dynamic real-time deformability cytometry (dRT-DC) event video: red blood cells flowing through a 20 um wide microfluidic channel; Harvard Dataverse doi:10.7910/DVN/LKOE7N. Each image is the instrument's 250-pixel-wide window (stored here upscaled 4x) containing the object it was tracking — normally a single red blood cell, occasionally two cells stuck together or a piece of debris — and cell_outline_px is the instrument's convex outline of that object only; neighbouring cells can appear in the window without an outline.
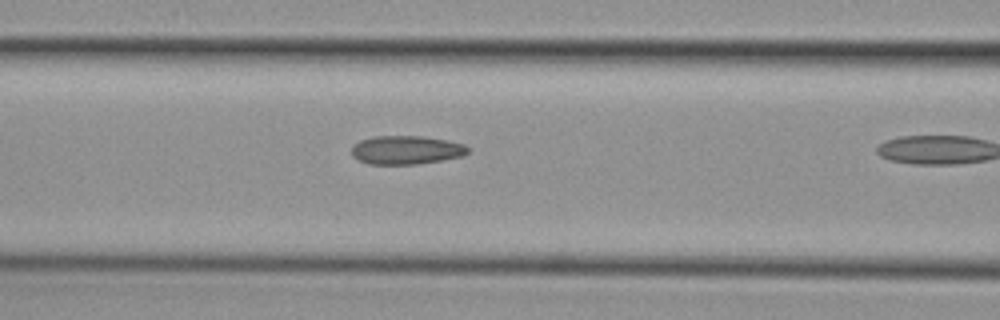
{"species": "common noctule bat (a hibernating species)", "species_latin": "Nyctalus noctula", "temperature_condition": "cold", "stored_images_in_passage": 14, "camera_frame_rate_fps": 3000, "um_per_image_px": 0.085, "animal": {"sex": "female", "body_mass_g": 29.2, "forearm_length_mm": 56.3}, "frame": {"image": 1, "passage_image": 10, "time_ms": 3.0, "image_size_px": [1000, 320], "cell_outline_px": [[468, 152], [464, 156], [416, 164], [368, 164], [356, 160], [352, 156], [352, 148], [360, 140], [372, 136], [424, 136], [448, 140], [464, 144], [468, 148]], "centroid_in_image_um": [34.52, 12.74], "position_along_channel_um": 132.1, "area_um2": 19.48}}